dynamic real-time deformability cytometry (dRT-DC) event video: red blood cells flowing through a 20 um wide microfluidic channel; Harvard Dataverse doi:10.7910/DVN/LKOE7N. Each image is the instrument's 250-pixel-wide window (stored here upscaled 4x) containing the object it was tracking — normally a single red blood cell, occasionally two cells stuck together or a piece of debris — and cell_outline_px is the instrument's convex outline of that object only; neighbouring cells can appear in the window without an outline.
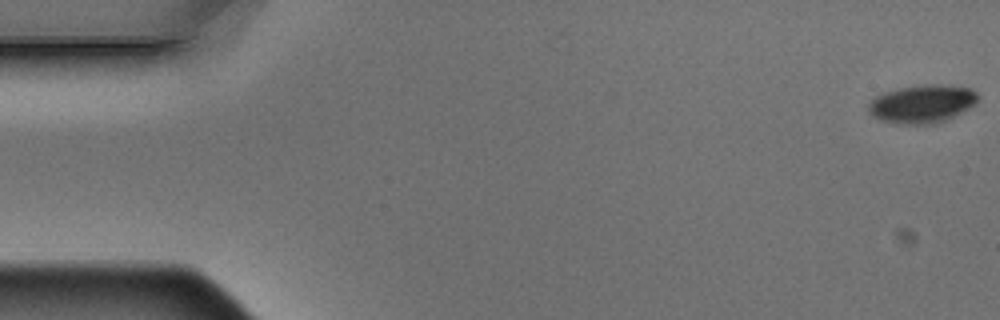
{"species": "Egyptian fruit bat (a non-hibernating species)", "species_latin": "Rousettus aegyptiacus", "temperature_condition": "warm", "stored_images_in_passage": 6, "camera_frame_rate_fps": 3000, "um_per_image_px": 0.085, "animal": {"sex": "male"}, "frame": {"image": 1, "passage_image": 1, "time_ms": 0.0, "image_size_px": [1000, 320], "cell_outline_px": [[980, 96], [976, 104], [936, 124], [896, 124], [880, 120], [872, 116], [868, 112], [868, 104], [876, 96], [884, 92], [900, 88], [928, 84], [936, 84], [968, 88], [976, 92]], "centroid_in_image_um": [78.35, 8.84], "position_along_channel_um": 6.6, "area_um2": 24.22}}
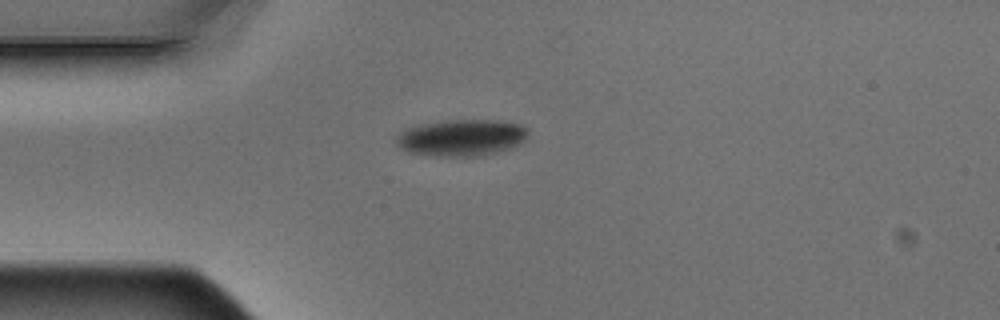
{"frame": {"image": 2, "passage_image": 5, "time_ms": 1.333, "image_size_px": [1000, 320], "cell_outline_px": [[528, 132], [524, 140], [520, 144], [496, 152], [480, 156], [432, 156], [408, 152], [400, 148], [392, 140], [400, 132], [408, 128], [420, 124], [448, 120], [496, 120], [520, 124], [528, 128]], "centroid_in_image_um": [39.18, 11.7], "position_along_channel_um": 45.8, "area_um2": 28.26}}
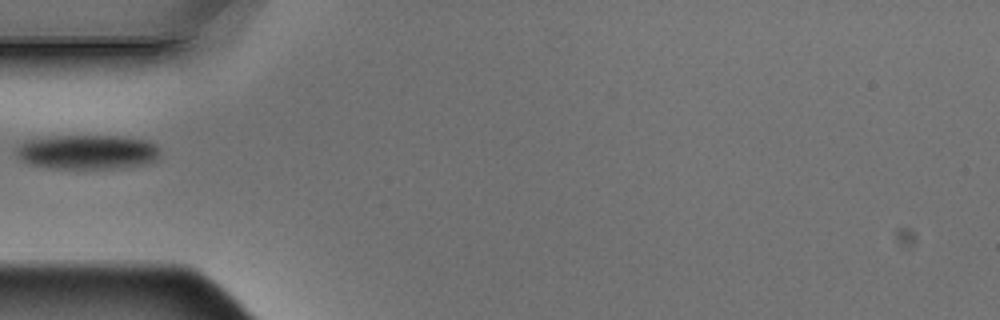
{"frame": {"image": 3, "passage_image": 6, "time_ms": 1.667, "image_size_px": [1000, 320], "cell_outline_px": [[160, 156], [156, 160], [148, 164], [116, 168], [52, 168], [32, 164], [20, 160], [16, 156], [12, 148], [28, 140], [56, 136], [116, 136], [144, 140], [156, 144], [160, 152]], "centroid_in_image_um": [7.41, 12.92], "position_along_channel_um": 77.6, "area_um2": 28.96}}